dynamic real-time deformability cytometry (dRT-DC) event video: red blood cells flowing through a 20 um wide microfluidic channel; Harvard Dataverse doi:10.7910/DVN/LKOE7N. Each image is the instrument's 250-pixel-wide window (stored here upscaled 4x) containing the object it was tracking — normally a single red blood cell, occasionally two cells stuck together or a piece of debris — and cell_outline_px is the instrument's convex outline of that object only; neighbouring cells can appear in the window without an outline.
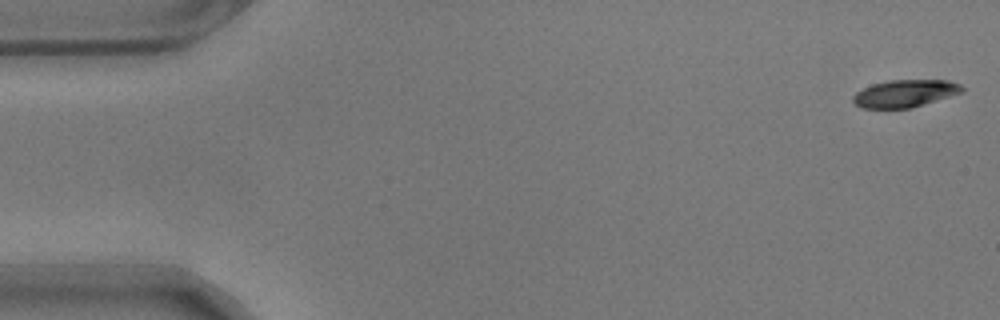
{"species": "common noctule bat (a hibernating species)", "species_latin": "Nyctalus noctula", "temperature_condition": "warm", "stored_images_in_passage": 17, "camera_frame_rate_fps": 3000, "um_per_image_px": 0.085, "animal": {"sex": "male", "body_mass_g": 17.9}, "frame": {"image": 1, "passage_image": 1, "time_ms": 0.0, "image_size_px": [1000, 320], "cell_outline_px": [[964, 88], [960, 92], [912, 108], [864, 108], [856, 104], [852, 100], [852, 96], [856, 92], [872, 84], [888, 80], [948, 80], [960, 84]], "centroid_in_image_um": [76.88, 7.93], "position_along_channel_um": 8.1, "area_um2": 17.17}}
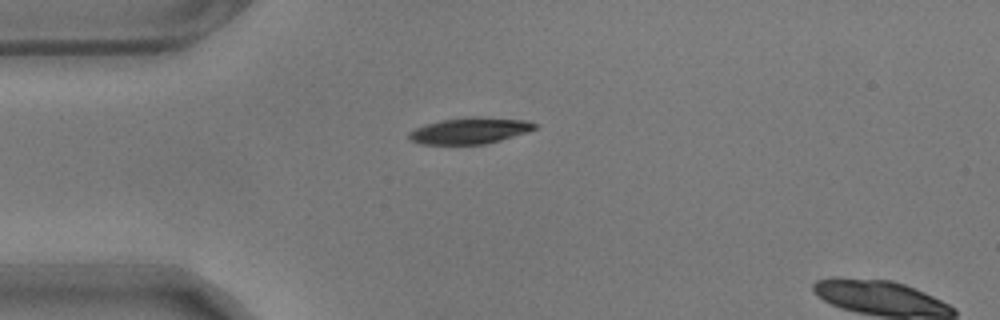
{"frame": {"image": 2, "passage_image": 14, "time_ms": 4.333, "image_size_px": [1000, 320], "cell_outline_px": [[536, 128], [528, 132], [500, 140], [484, 144], [420, 144], [408, 140], [408, 132], [424, 124], [440, 120], [468, 116], [476, 116], [524, 120], [536, 124]], "centroid_in_image_um": [39.88, 11.1], "position_along_channel_um": 45.1, "area_um2": 19.36}}